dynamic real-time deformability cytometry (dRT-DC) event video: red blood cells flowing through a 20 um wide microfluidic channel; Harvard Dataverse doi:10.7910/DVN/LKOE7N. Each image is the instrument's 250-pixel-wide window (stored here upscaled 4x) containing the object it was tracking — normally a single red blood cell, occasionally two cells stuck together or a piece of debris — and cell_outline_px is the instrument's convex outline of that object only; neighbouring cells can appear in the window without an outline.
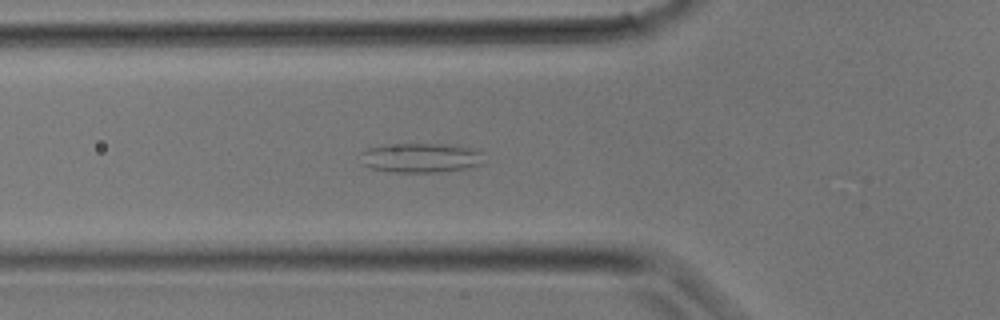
{"species": "common noctule bat (a hibernating species)", "species_latin": "Nyctalus noctula", "temperature_condition": "room temperature", "stored_images_in_passage": 31, "camera_frame_rate_fps": 3000, "um_per_image_px": 0.085, "animal": {"sex": "male", "body_mass_g": 17.9}, "frame": {"image": 1, "passage_image": 10, "time_ms": 3.0, "image_size_px": [1000, 320], "cell_outline_px": [[480, 164], [468, 168], [440, 172], [392, 172], [368, 168], [364, 164], [360, 152], [368, 148], [384, 144], [444, 144], [472, 148], [480, 152]], "centroid_in_image_um": [35.69, 13.41], "position_along_channel_um": 90.1, "area_um2": 21.1}}
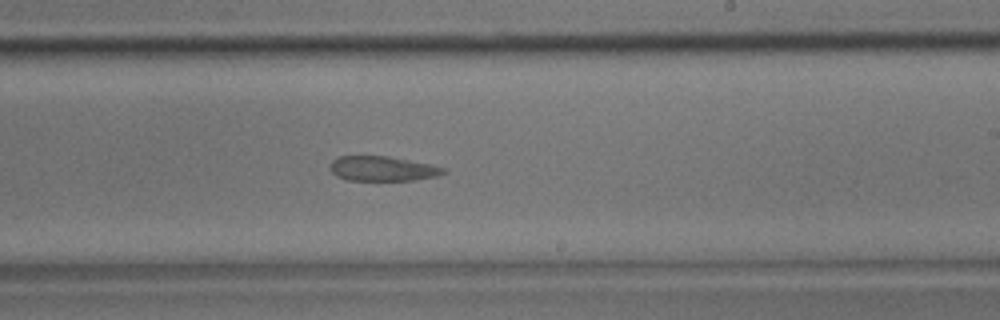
{"frame": {"image": 2, "passage_image": 18, "time_ms": 5.667, "image_size_px": [1000, 320], "cell_outline_px": [[448, 172], [436, 176], [416, 180], [344, 180], [336, 176], [328, 168], [332, 160], [340, 156], [388, 156], [432, 164], [444, 168]], "centroid_in_image_um": [32.5, 14.33], "position_along_channel_um": 256.5, "area_um2": 16.53}}
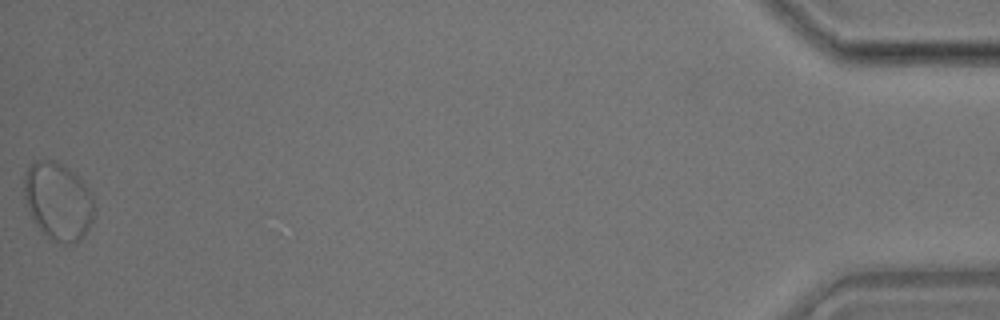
{"frame": {"image": 3, "passage_image": 31, "time_ms": 10.0, "image_size_px": [1000, 320], "cell_outline_px": [[96, 216], [84, 236], [80, 240], [72, 244], [64, 244], [52, 240], [32, 220], [28, 212], [24, 196], [24, 176], [28, 168], [36, 160], [56, 160], [64, 164], [76, 172], [92, 192], [96, 208]], "centroid_in_image_um": [4.99, 17.09], "position_along_channel_um": 430.2, "area_um2": 32.6}}